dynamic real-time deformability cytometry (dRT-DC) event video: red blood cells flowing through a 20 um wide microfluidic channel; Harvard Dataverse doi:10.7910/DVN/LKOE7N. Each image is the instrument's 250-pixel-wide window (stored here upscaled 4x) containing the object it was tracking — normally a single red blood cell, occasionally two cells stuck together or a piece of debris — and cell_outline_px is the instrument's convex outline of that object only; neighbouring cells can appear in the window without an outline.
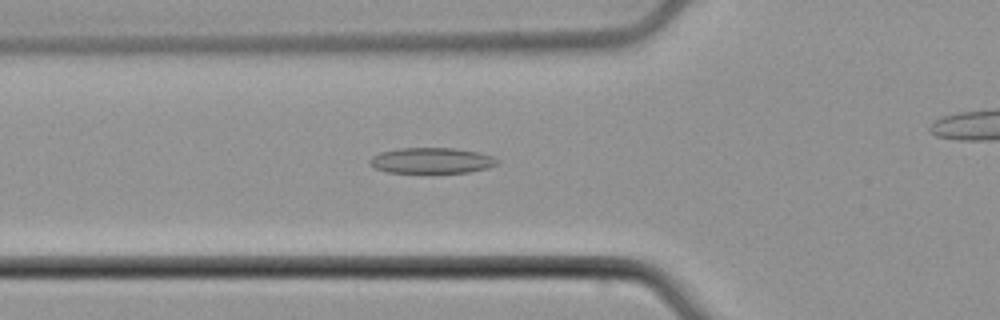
{"species": "common noctule bat (a hibernating species)", "species_latin": "Nyctalus noctula", "temperature_condition": "cold", "stored_images_in_passage": 41, "camera_frame_rate_fps": 3000, "um_per_image_px": 0.085, "animal": {"sex": "male", "body_mass_g": 21.5, "forearm_length_mm": 52.0}, "frame": {"image": 1, "passage_image": 18, "time_ms": 5.667, "image_size_px": [1000, 320], "cell_outline_px": [[500, 160], [496, 164], [488, 168], [468, 172], [388, 172], [376, 168], [368, 164], [368, 160], [372, 156], [380, 152], [400, 148], [456, 148], [476, 152], [492, 156]], "centroid_in_image_um": [36.66, 13.64], "position_along_channel_um": 89.1, "area_um2": 18.96}}
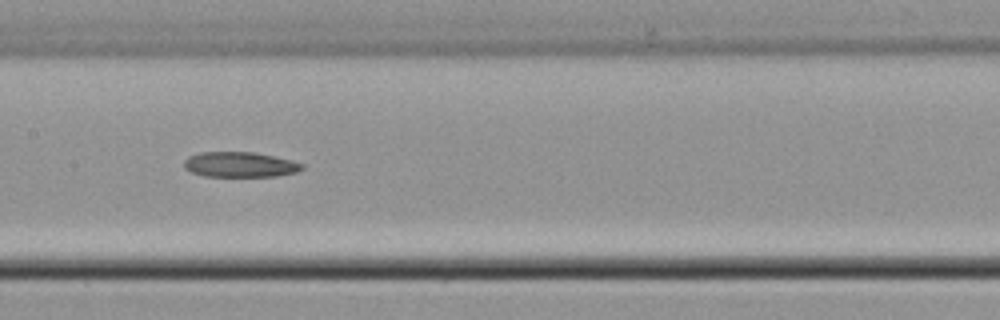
{"frame": {"image": 2, "passage_image": 25, "time_ms": 8.0, "image_size_px": [1000, 320], "cell_outline_px": [[304, 168], [296, 172], [276, 176], [204, 176], [192, 172], [184, 168], [184, 160], [188, 156], [200, 152], [252, 152], [272, 156], [304, 164]], "centroid_in_image_um": [20.35, 13.99], "position_along_channel_um": 187.0, "area_um2": 17.17}}
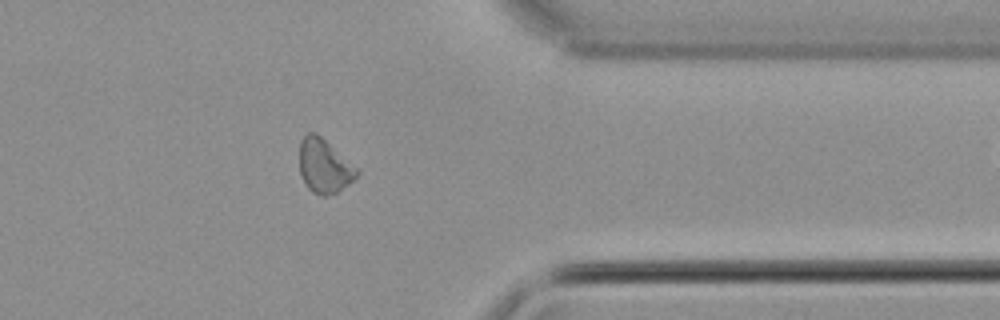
{"frame": {"image": 3, "passage_image": 40, "time_ms": 13.0, "image_size_px": [1000, 320], "cell_outline_px": [[360, 172], [348, 184], [336, 192], [328, 196], [320, 196], [312, 192], [308, 188], [300, 172], [300, 140], [308, 132], [316, 132], [360, 168]], "centroid_in_image_um": [27.59, 14.09], "position_along_channel_um": 383.8, "area_um2": 18.21}}